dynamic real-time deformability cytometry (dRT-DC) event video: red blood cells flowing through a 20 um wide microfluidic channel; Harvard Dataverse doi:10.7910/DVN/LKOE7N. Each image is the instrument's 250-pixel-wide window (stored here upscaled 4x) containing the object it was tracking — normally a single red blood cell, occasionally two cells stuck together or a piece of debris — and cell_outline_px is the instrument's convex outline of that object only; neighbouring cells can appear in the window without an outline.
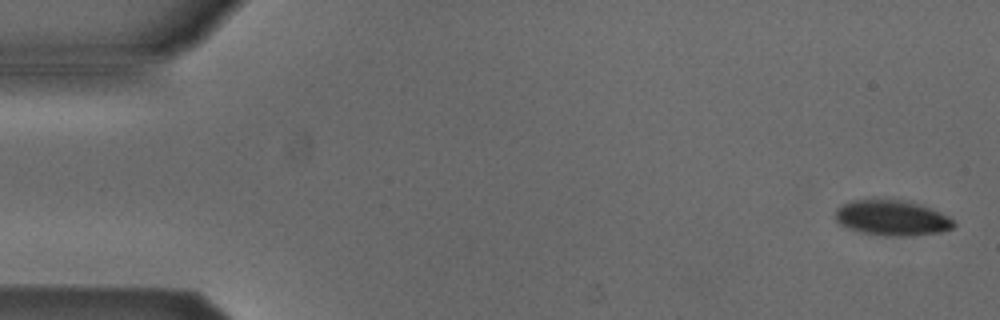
{"species": "Egyptian fruit bat (a non-hibernating species)", "species_latin": "Rousettus aegyptiacus", "temperature_condition": "cold", "stored_images_in_passage": 5, "camera_frame_rate_fps": 3000, "um_per_image_px": 0.085, "animal": {"sex": "male"}, "frame": {"image": 1, "passage_image": 1, "time_ms": 0.0, "image_size_px": [1000, 320], "cell_outline_px": [[956, 224], [952, 228], [940, 232], [912, 236], [884, 236], [860, 232], [848, 228], [840, 224], [836, 220], [836, 208], [840, 204], [852, 200], [872, 196], [900, 200], [916, 204], [940, 212], [948, 216]], "centroid_in_image_um": [75.74, 18.49], "position_along_channel_um": 9.3, "area_um2": 24.91}}
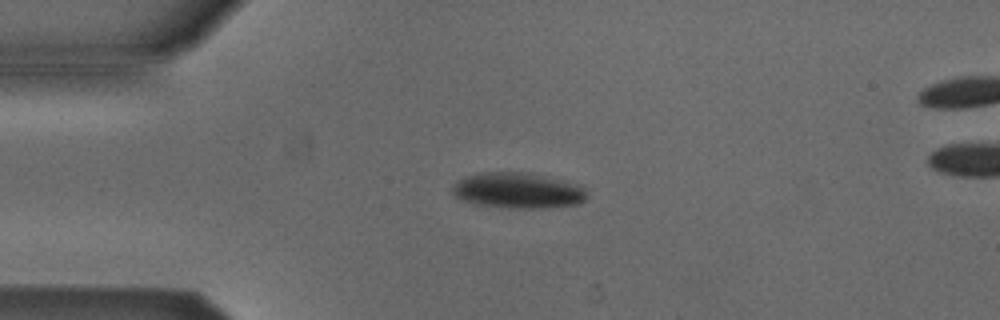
{"frame": {"image": 2, "passage_image": 4, "time_ms": 1.0, "image_size_px": [1000, 320], "cell_outline_px": [[588, 196], [580, 204], [544, 208], [508, 208], [472, 204], [456, 196], [452, 192], [452, 184], [468, 176], [480, 172], [528, 172], [564, 180], [580, 184], [588, 192]], "centroid_in_image_um": [44.07, 16.19], "position_along_channel_um": 40.9, "area_um2": 28.32}}